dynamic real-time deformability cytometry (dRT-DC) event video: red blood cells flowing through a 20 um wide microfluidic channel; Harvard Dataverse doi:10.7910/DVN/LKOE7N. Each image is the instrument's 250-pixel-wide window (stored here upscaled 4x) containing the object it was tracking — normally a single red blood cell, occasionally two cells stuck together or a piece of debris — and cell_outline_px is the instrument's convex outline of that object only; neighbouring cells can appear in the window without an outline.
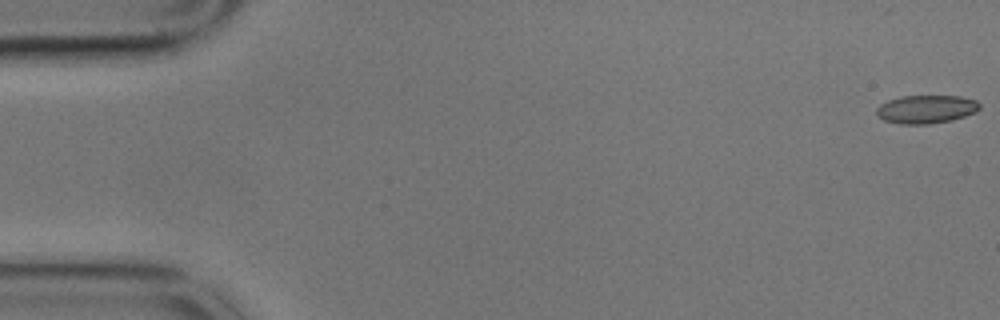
{"species": "common noctule bat (a hibernating species)", "species_latin": "Nyctalus noctula", "temperature_condition": "cold", "stored_images_in_passage": 9, "camera_frame_rate_fps": 3000, "um_per_image_px": 0.085, "animal": {"sex": "male", "body_mass_g": 17.9}, "frame": {"image": 1, "passage_image": 1, "time_ms": 0.0, "image_size_px": [1000, 320], "cell_outline_px": [[980, 108], [976, 112], [952, 120], [928, 124], [900, 124], [884, 120], [876, 112], [876, 108], [880, 104], [888, 100], [900, 96], [960, 96], [976, 100], [980, 104]], "centroid_in_image_um": [78.73, 9.28], "position_along_channel_um": 6.3, "area_um2": 16.99}}